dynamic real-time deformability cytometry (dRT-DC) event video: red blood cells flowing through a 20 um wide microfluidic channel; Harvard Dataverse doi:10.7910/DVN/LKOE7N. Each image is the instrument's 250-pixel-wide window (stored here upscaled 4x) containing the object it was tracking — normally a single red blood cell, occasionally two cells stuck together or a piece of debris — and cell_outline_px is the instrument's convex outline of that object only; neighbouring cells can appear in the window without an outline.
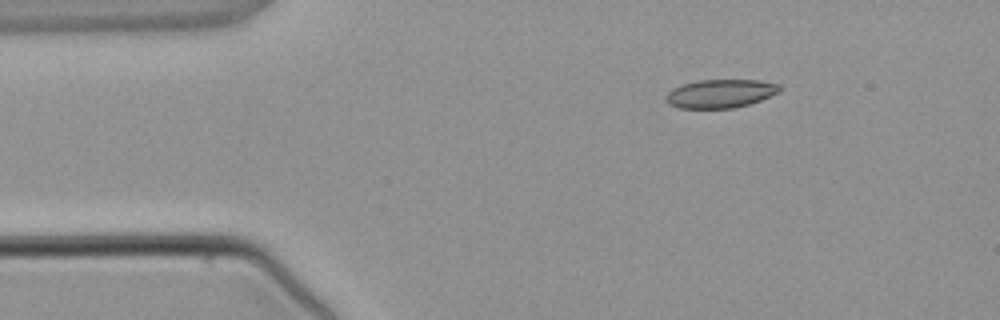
{"species": "common noctule bat (a hibernating species)", "species_latin": "Nyctalus noctula", "temperature_condition": "warm", "stored_images_in_passage": 2, "camera_frame_rate_fps": 3000, "um_per_image_px": 0.085, "animal": {"sex": "male", "body_mass_g": 21.5, "forearm_length_mm": 52.0}, "frame": {"image": 1, "passage_image": 1, "time_ms": 0.0, "image_size_px": [1000, 320], "cell_outline_px": [[780, 92], [760, 100], [748, 104], [732, 108], [680, 108], [668, 104], [664, 96], [672, 88], [684, 84], [700, 80], [760, 80], [780, 84]], "centroid_in_image_um": [61.23, 7.95], "position_along_channel_um": 23.8, "area_um2": 18.84}}
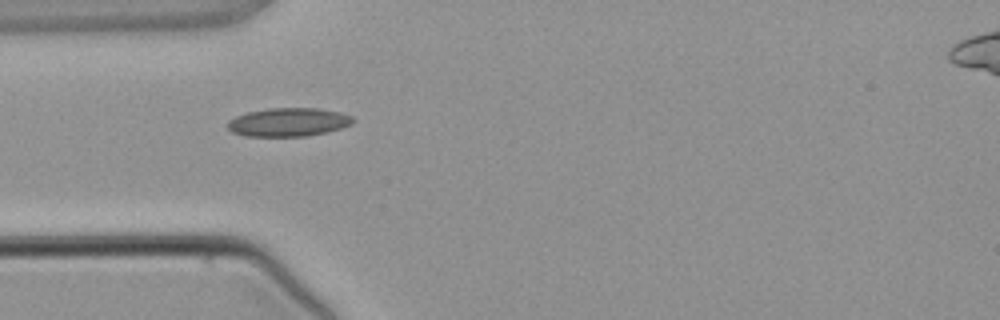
{"frame": {"image": 2, "passage_image": 2, "time_ms": 2.0, "image_size_px": [1000, 320], "cell_outline_px": [[356, 120], [352, 124], [328, 132], [308, 136], [244, 136], [232, 132], [228, 128], [228, 120], [236, 116], [248, 112], [272, 108], [316, 108], [340, 112], [352, 116]], "centroid_in_image_um": [24.54, 10.39], "position_along_channel_um": 60.5, "area_um2": 20.87}}